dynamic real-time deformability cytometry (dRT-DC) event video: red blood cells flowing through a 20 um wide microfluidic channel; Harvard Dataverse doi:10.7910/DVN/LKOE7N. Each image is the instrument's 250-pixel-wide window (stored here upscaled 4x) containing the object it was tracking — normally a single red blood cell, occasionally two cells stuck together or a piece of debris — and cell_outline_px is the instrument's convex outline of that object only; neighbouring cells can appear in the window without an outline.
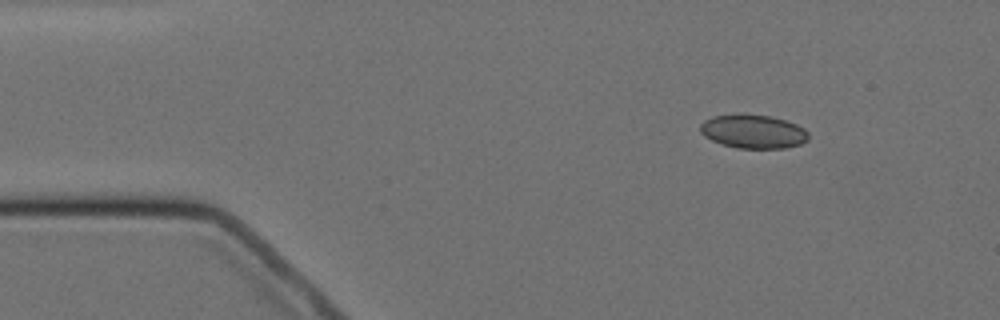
{"species": "Egyptian fruit bat (a non-hibernating species)", "species_latin": "Rousettus aegyptiacus", "temperature_condition": "cold", "stored_images_in_passage": 8, "camera_frame_rate_fps": 3000, "um_per_image_px": 0.085, "animal": {"sex": "female"}, "frame": {"image": 1, "passage_image": 1, "time_ms": 0.0, "image_size_px": [1000, 320], "cell_outline_px": [[808, 140], [800, 144], [784, 148], [736, 148], [712, 140], [704, 136], [700, 132], [700, 124], [704, 120], [712, 116], [772, 116], [796, 124], [804, 128], [808, 132]], "centroid_in_image_um": [64.04, 11.2], "position_along_channel_um": 21.0, "area_um2": 20.75}}
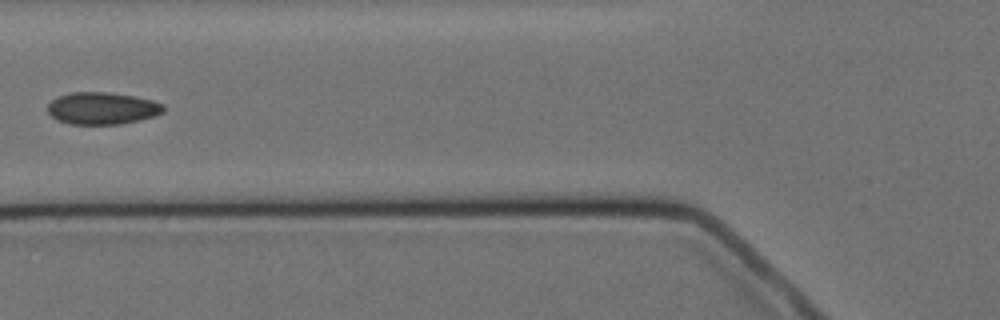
{"frame": {"image": 2, "passage_image": 5, "time_ms": 4.667, "image_size_px": [1000, 320], "cell_outline_px": [[164, 112], [156, 116], [140, 120], [120, 124], [68, 124], [56, 120], [48, 112], [48, 104], [52, 100], [60, 96], [72, 92], [108, 92], [132, 96], [152, 100], [164, 104]], "centroid_in_image_um": [8.7, 9.21], "position_along_channel_um": 117.1, "area_um2": 21.73}}
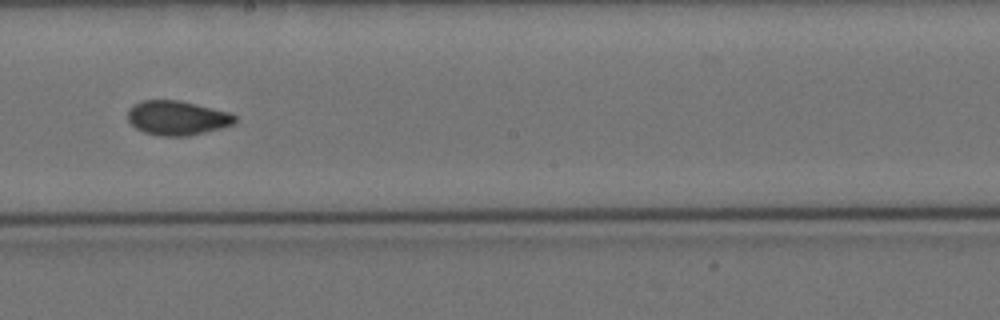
{"frame": {"image": 3, "passage_image": 8, "time_ms": 8.0, "image_size_px": [1000, 320], "cell_outline_px": [[236, 120], [232, 124], [220, 128], [188, 136], [156, 136], [144, 132], [136, 128], [128, 120], [128, 112], [132, 104], [140, 100], [180, 100], [232, 112], [236, 116]], "centroid_in_image_um": [15.05, 10.01], "position_along_channel_um": 233.1, "area_um2": 21.68}}